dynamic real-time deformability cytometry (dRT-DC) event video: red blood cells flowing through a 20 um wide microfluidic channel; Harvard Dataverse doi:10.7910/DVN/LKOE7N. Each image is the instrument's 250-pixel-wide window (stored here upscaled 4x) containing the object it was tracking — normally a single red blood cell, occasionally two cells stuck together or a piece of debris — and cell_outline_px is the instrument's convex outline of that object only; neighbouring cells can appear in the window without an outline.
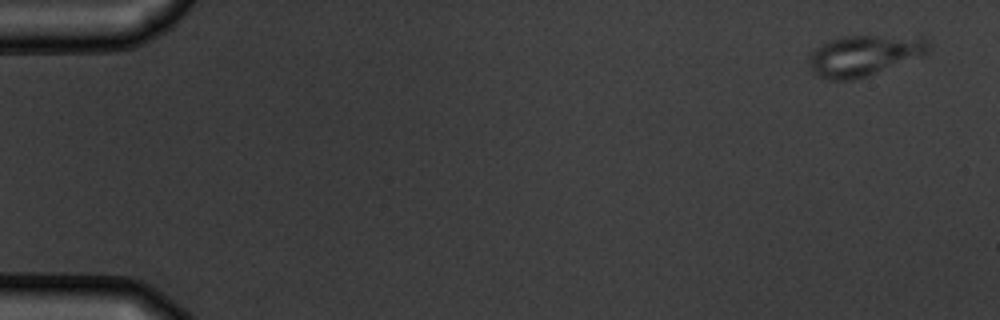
{"species": "common noctule bat (a hibernating species)", "species_latin": "Nyctalus noctula", "temperature_condition": "warm", "stored_images_in_passage": 4, "camera_frame_rate_fps": 3000, "um_per_image_px": 0.085, "animal": {"sex": "male", "body_mass_g": 19.5, "forearm_length_mm": 54.6}, "frame": {"image": 1, "passage_image": 1, "time_ms": 0.0, "image_size_px": [1000, 320], "cell_outline_px": [[932, 44], [928, 52], [924, 56], [852, 80], [828, 80], [820, 76], [808, 64], [808, 56], [820, 44], [844, 36], [924, 36]], "centroid_in_image_um": [73.51, 4.69], "position_along_channel_um": 11.5, "area_um2": 28.38}}